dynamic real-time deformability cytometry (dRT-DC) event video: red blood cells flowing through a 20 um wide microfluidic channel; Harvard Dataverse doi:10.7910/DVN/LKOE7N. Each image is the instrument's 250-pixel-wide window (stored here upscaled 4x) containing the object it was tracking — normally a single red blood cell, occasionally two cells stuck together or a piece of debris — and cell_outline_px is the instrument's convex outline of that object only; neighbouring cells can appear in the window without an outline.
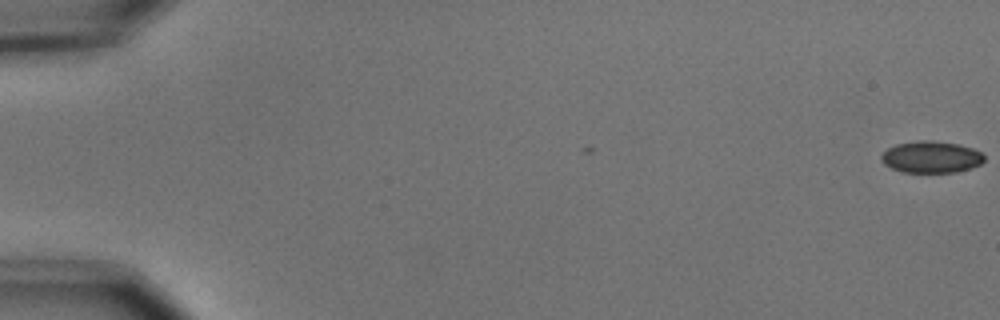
{"species": "common noctule bat (a hibernating species)", "species_latin": "Nyctalus noctula", "temperature_condition": "cold", "stored_images_in_passage": 7, "camera_frame_rate_fps": 3000, "um_per_image_px": 0.085, "animal": {"sex": "male", "body_mass_g": 15.6}, "frame": {"image": 1, "passage_image": 1, "time_ms": 0.0, "image_size_px": [1000, 320], "cell_outline_px": [[984, 160], [980, 164], [972, 168], [956, 172], [904, 172], [892, 168], [884, 164], [880, 160], [880, 156], [888, 148], [896, 144], [920, 140], [932, 140], [956, 144], [972, 148], [980, 152], [984, 156]], "centroid_in_image_um": [79.14, 13.35], "position_along_channel_um": 5.9, "area_um2": 18.96}}